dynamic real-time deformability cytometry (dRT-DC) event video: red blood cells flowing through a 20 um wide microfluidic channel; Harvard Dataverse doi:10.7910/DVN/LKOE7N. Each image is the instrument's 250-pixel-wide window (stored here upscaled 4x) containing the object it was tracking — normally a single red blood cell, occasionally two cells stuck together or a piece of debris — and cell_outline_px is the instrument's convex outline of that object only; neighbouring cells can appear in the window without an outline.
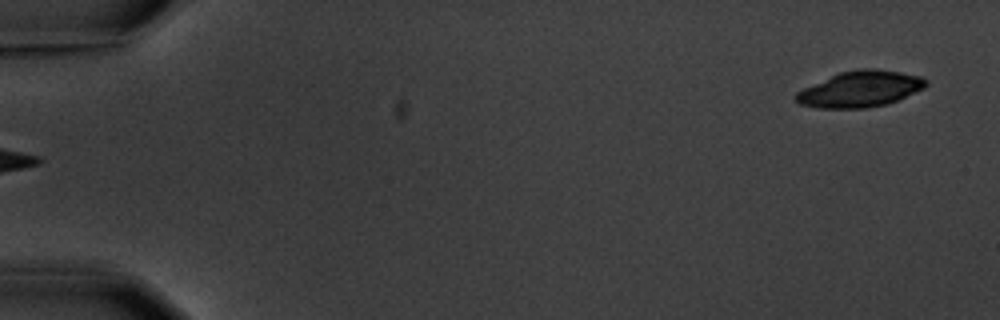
{"species": "common noctule bat (a hibernating species)", "species_latin": "Nyctalus noctula", "temperature_condition": "warm", "stored_images_in_passage": 5, "camera_frame_rate_fps": 3000, "um_per_image_px": 0.085, "animal": {"sex": "male", "body_mass_g": 20.1, "forearm_length_mm": 53.5}, "frame": {"image": 1, "passage_image": 1, "time_ms": 0.0, "image_size_px": [1000, 320], "cell_outline_px": [[928, 84], [924, 88], [888, 104], [868, 108], [816, 108], [800, 104], [792, 96], [796, 92], [804, 88], [840, 72], [860, 68], [872, 68], [900, 72], [920, 76], [928, 80]], "centroid_in_image_um": [73.12, 7.57], "position_along_channel_um": 11.9, "area_um2": 27.28}}